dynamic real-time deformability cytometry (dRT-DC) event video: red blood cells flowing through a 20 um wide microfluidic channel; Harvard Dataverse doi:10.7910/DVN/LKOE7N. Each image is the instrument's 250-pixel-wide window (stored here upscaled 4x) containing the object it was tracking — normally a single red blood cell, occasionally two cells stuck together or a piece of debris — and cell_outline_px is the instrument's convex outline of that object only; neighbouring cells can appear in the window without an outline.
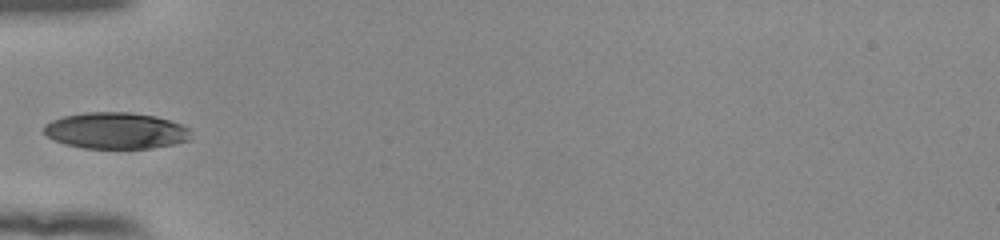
{"species": "human", "species_latin": "Homo sapiens", "temperature_condition": "room temperature", "stored_images_in_passage": 6, "camera_frame_rate_fps": 3000, "um_per_image_px": 0.085, "donor": {"sex": "female"}, "frame": {"image": 1, "passage_image": 1, "time_ms": 0.0, "image_size_px": [1000, 240], "cell_outline_px": [[192, 140], [152, 148], [84, 148], [64, 144], [48, 136], [44, 132], [44, 124], [52, 120], [64, 116], [84, 112], [128, 112], [156, 116], [180, 124], [188, 128]], "centroid_in_image_um": [9.85, 11.1], "position_along_channel_um": 75.2, "area_um2": 31.1}}